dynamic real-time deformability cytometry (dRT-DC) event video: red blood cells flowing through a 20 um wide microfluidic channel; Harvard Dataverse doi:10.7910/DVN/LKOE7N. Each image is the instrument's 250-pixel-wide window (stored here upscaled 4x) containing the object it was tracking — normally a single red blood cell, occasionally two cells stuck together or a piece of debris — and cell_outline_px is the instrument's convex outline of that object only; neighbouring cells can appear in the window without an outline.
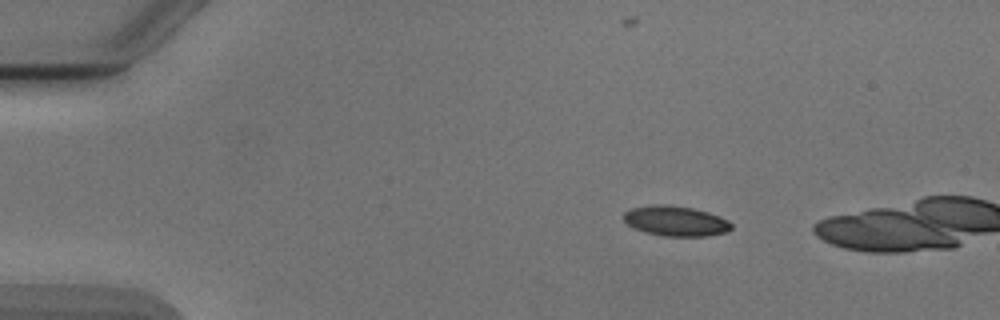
{"species": "Egyptian fruit bat (a non-hibernating species)", "species_latin": "Rousettus aegyptiacus", "temperature_condition": "cold", "stored_images_in_passage": 3, "camera_frame_rate_fps": 3000, "um_per_image_px": 0.085, "animal": {"sex": "male"}, "frame": {"image": 1, "passage_image": 2, "time_ms": 1.0, "image_size_px": [1000, 320], "cell_outline_px": [[732, 228], [728, 232], [708, 236], [664, 236], [648, 232], [636, 228], [628, 224], [624, 220], [624, 212], [632, 208], [652, 204], [668, 204], [692, 208], [708, 212], [720, 216], [728, 220], [732, 224]], "centroid_in_image_um": [57.48, 18.77], "position_along_channel_um": 27.5, "area_um2": 18.9}}